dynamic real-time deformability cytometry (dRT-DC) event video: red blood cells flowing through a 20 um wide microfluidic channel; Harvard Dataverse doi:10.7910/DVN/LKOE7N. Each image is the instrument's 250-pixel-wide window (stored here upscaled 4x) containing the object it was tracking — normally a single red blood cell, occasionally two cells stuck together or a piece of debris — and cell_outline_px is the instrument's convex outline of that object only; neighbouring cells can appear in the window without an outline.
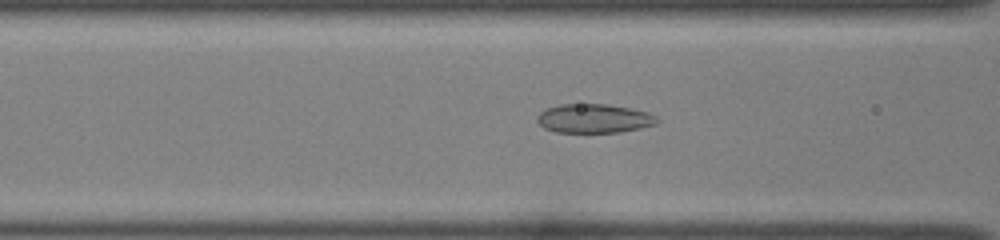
{"species": "common noctule bat (a hibernating species)", "species_latin": "Nyctalus noctula", "temperature_condition": "room temperature", "stored_images_in_passage": 12, "camera_frame_rate_fps": 3000, "um_per_image_px": 0.085, "animal": {"sex": "female", "body_mass_g": 22.0, "forearm_length_mm": 56.7}, "frame": {"image": 1, "passage_image": 7, "time_ms": 2.0, "image_size_px": [1000, 240], "cell_outline_px": [[660, 120], [656, 124], [640, 128], [620, 132], [556, 132], [544, 128], [536, 120], [536, 116], [544, 108], [560, 104], [608, 104], [648, 112], [656, 116]], "centroid_in_image_um": [50.47, 10.06], "position_along_channel_um": 116.1, "area_um2": 20.35}}
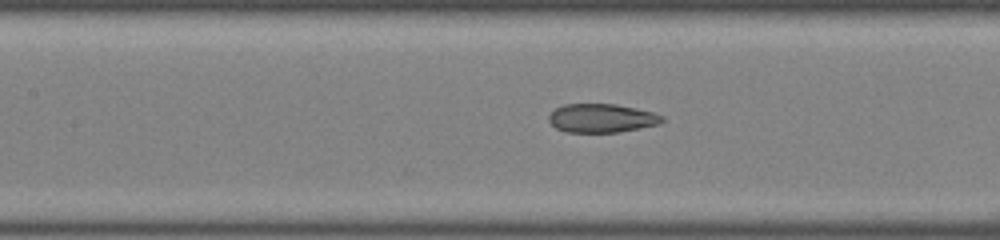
{"frame": {"image": 2, "passage_image": 10, "time_ms": 3.0, "image_size_px": [1000, 240], "cell_outline_px": [[664, 120], [660, 124], [620, 132], [564, 132], [556, 128], [548, 120], [548, 116], [556, 108], [564, 104], [616, 104], [636, 108], [652, 112], [664, 116]], "centroid_in_image_um": [51.15, 10.04], "position_along_channel_um": 156.3, "area_um2": 19.02}}